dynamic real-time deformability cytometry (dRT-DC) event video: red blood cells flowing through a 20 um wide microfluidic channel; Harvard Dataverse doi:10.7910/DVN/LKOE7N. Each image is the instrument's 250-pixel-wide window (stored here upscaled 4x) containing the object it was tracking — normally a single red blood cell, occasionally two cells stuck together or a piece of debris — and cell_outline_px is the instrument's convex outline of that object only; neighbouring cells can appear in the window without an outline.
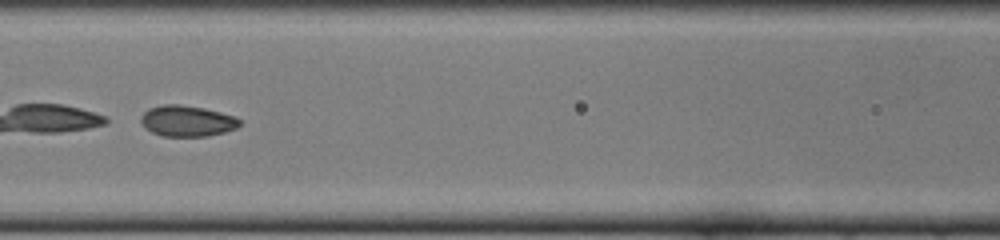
{"species": "common noctule bat (a hibernating species)", "species_latin": "Nyctalus noctula", "temperature_condition": "cold", "stored_images_in_passage": 47, "camera_frame_rate_fps": 3000, "um_per_image_px": 0.085, "animal": {"sex": "female", "body_mass_g": 22.0, "forearm_length_mm": 56.7}, "frame": {"image": 1, "passage_image": 21, "time_ms": 6.667, "image_size_px": [1000, 240], "cell_outline_px": [[240, 124], [236, 128], [224, 132], [208, 136], [164, 136], [152, 132], [144, 128], [140, 120], [140, 116], [148, 108], [164, 104], [180, 104], [204, 108], [220, 112], [232, 116], [240, 120]], "centroid_in_image_um": [15.86, 10.28], "position_along_channel_um": 150.7, "area_um2": 17.8}}
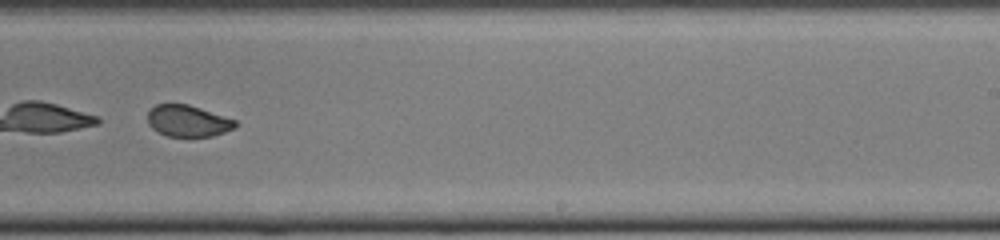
{"frame": {"image": 2, "passage_image": 30, "time_ms": 9.667, "image_size_px": [1000, 240], "cell_outline_px": [[236, 128], [212, 136], [168, 136], [156, 132], [148, 124], [148, 112], [156, 104], [188, 104], [236, 120]], "centroid_in_image_um": [15.96, 10.28], "position_along_channel_um": 273.0, "area_um2": 16.01}}
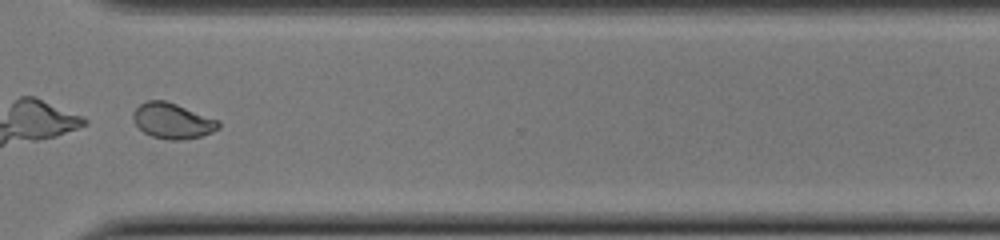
{"frame": {"image": 3, "passage_image": 36, "time_ms": 11.667, "image_size_px": [1000, 240], "cell_outline_px": [[220, 128], [212, 132], [200, 136], [184, 140], [168, 140], [152, 136], [144, 132], [136, 124], [132, 116], [132, 112], [140, 104], [148, 100], [164, 100], [176, 104], [220, 120]], "centroid_in_image_um": [14.68, 10.27], "position_along_channel_um": 355.9, "area_um2": 17.69}}